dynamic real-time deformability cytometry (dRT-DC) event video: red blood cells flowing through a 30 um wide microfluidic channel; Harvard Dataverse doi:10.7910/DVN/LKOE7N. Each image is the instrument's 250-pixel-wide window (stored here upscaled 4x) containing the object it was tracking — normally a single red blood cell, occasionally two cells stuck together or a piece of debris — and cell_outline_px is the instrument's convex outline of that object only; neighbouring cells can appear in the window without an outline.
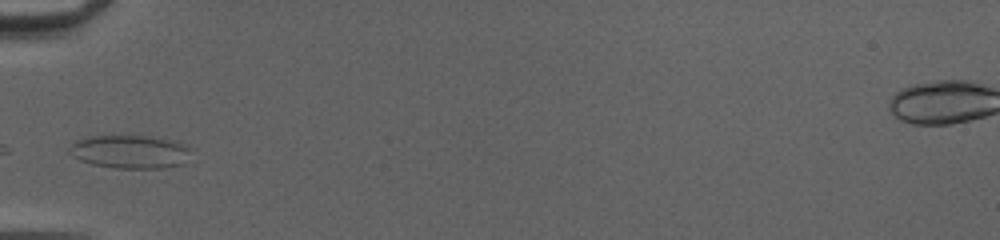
{"species": "common noctule bat (a hibernating species)", "species_latin": "Nyctalus noctula", "temperature_condition": "cold", "stored_images_in_passage": 5, "camera_frame_rate_fps": 3000, "um_per_image_px": 0.085, "animal": {"sex": "female", "body_mass_g": 20.0, "forearm_length_mm": 54.0}, "frame": {"image": 1, "passage_image": 1, "time_ms": 0.0, "image_size_px": [1000, 240], "cell_outline_px": [[188, 148], [184, 164], [164, 168], [116, 168], [92, 164], [80, 160], [68, 152], [68, 148], [76, 140], [88, 136], [144, 136], [176, 140]], "centroid_in_image_um": [11.0, 12.9], "position_along_channel_um": 74.0, "area_um2": 23.41}}